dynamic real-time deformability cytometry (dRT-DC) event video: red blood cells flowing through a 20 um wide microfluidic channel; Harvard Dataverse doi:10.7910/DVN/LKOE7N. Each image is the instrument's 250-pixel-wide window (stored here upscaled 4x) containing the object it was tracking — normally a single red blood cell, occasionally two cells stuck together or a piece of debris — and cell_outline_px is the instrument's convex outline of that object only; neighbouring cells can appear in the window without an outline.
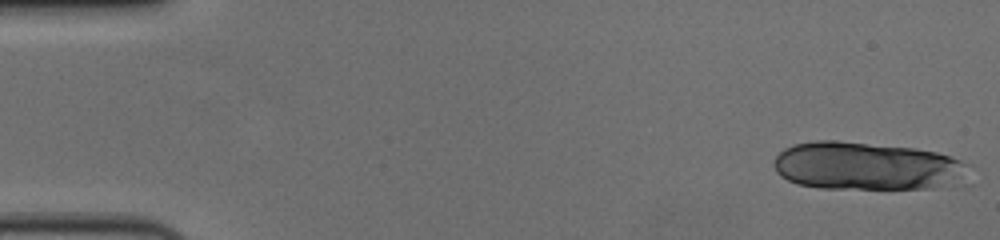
{"species": "human", "species_latin": "Homo sapiens", "temperature_condition": "cold", "stored_images_in_passage": 16, "camera_frame_rate_fps": 3000, "um_per_image_px": 0.085, "donor": {"sex": "female"}, "frame": {"image": 1, "passage_image": 1, "time_ms": 0.0, "image_size_px": [1000, 240], "cell_outline_px": [[972, 164], [928, 188], [820, 188], [796, 184], [780, 176], [776, 172], [776, 156], [784, 148], [792, 144], [816, 140], [836, 140], [916, 148], [936, 152]], "centroid_in_image_um": [73.4, 14.07], "position_along_channel_um": 11.6, "area_um2": 52.66}}